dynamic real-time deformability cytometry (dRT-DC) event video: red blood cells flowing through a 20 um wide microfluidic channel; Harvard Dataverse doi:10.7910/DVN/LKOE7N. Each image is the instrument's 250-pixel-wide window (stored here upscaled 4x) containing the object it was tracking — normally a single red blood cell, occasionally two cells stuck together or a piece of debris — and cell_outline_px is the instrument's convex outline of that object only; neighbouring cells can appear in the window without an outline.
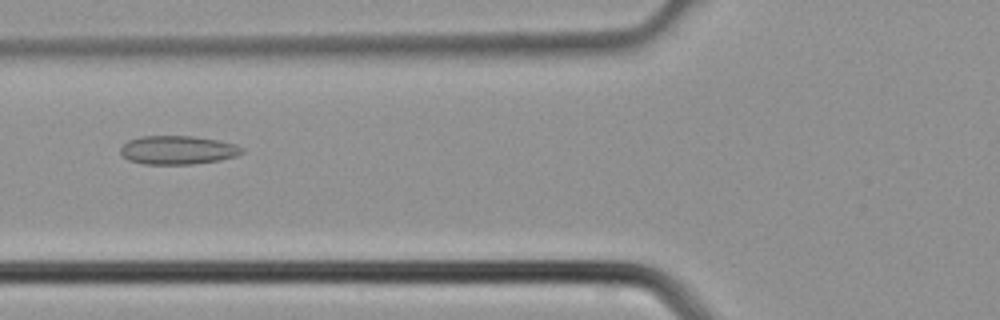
{"species": "common noctule bat (a hibernating species)", "species_latin": "Nyctalus noctula", "temperature_condition": "cold", "stored_images_in_passage": 3, "camera_frame_rate_fps": 3000, "um_per_image_px": 0.085, "animal": {"sex": "male", "body_mass_g": 21.5, "forearm_length_mm": 52.0}, "frame": {"image": 1, "passage_image": 3, "time_ms": 0.667, "image_size_px": [1000, 320], "cell_outline_px": [[244, 152], [236, 156], [220, 160], [192, 164], [144, 164], [128, 160], [120, 152], [120, 148], [128, 140], [140, 136], [192, 136], [220, 140], [236, 144], [244, 148]], "centroid_in_image_um": [15.13, 12.75], "position_along_channel_um": 110.7, "area_um2": 20.4}}